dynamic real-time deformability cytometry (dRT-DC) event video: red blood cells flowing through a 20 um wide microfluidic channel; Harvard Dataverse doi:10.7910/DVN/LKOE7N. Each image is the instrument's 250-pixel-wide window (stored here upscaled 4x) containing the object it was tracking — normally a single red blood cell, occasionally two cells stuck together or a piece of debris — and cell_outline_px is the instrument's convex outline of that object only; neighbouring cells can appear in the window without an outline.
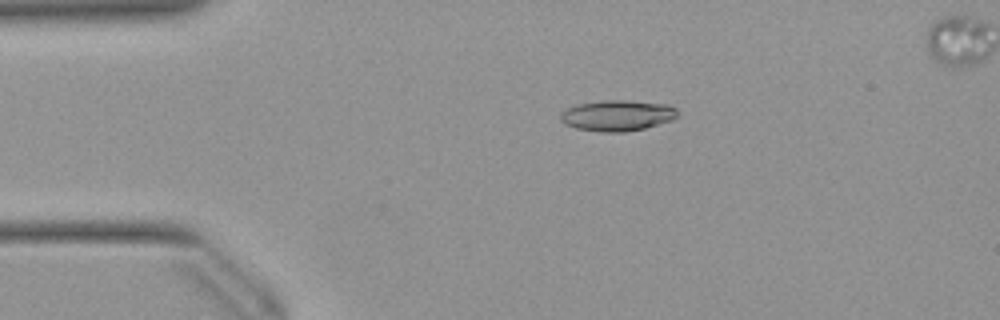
{"species": "Egyptian fruit bat (a non-hibernating species)", "species_latin": "Rousettus aegyptiacus", "temperature_condition": "warm", "stored_images_in_passage": 42, "segment_of_instrument_passage": [1, 2], "camera_frame_rate_fps": 3000, "um_per_image_px": 0.085, "animal": {"sex": "female"}, "frame": {"image": 1, "passage_image": 1, "time_ms": 0.0, "image_size_px": [1000, 320], "cell_outline_px": [[676, 116], [672, 120], [644, 128], [624, 132], [600, 132], [576, 128], [564, 124], [560, 120], [560, 112], [576, 104], [604, 100], [624, 100], [668, 104], [676, 108]], "centroid_in_image_um": [52.43, 9.81], "position_along_channel_um": 32.6, "area_um2": 21.04}}
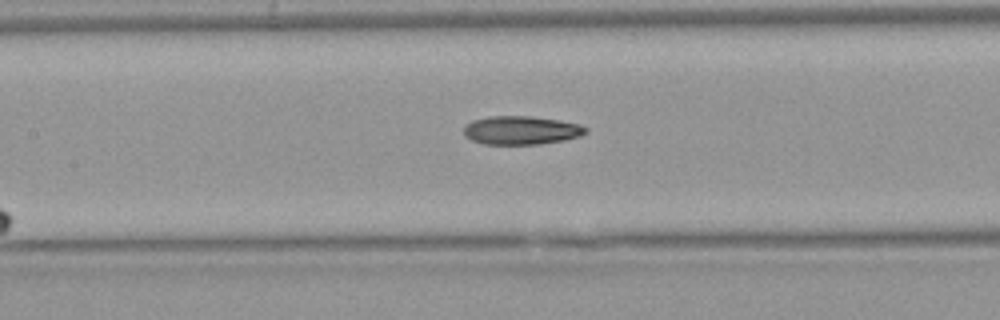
{"frame": {"image": 2, "passage_image": 14, "time_ms": 4.333, "image_size_px": [1000, 320], "cell_outline_px": [[588, 132], [580, 136], [564, 140], [540, 144], [484, 144], [472, 140], [464, 136], [464, 124], [472, 120], [488, 116], [528, 116], [560, 120], [580, 124], [588, 128]], "centroid_in_image_um": [44.3, 11.07], "position_along_channel_um": 163.1, "area_um2": 20.46}}
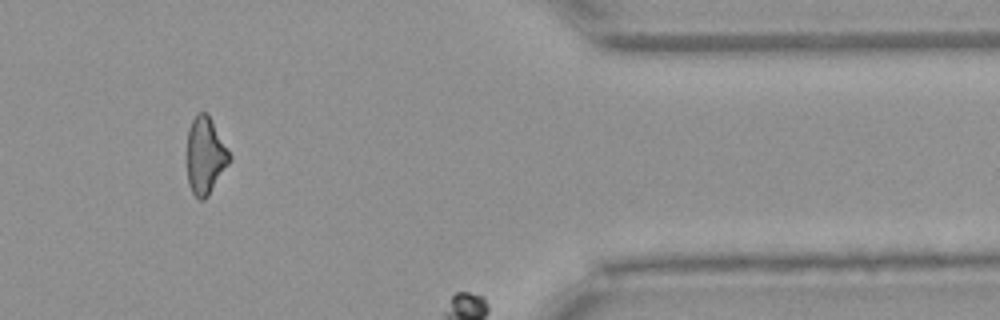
{"frame": {"image": 3, "passage_image": 34, "time_ms": 11.0, "image_size_px": [1000, 320], "cell_outline_px": [[232, 156], [228, 164], [208, 196], [204, 200], [200, 200], [192, 192], [188, 184], [188, 128], [192, 120], [200, 112], [208, 112]], "centroid_in_image_um": [17.46, 13.21], "position_along_channel_um": 393.9, "area_um2": 18.9}}